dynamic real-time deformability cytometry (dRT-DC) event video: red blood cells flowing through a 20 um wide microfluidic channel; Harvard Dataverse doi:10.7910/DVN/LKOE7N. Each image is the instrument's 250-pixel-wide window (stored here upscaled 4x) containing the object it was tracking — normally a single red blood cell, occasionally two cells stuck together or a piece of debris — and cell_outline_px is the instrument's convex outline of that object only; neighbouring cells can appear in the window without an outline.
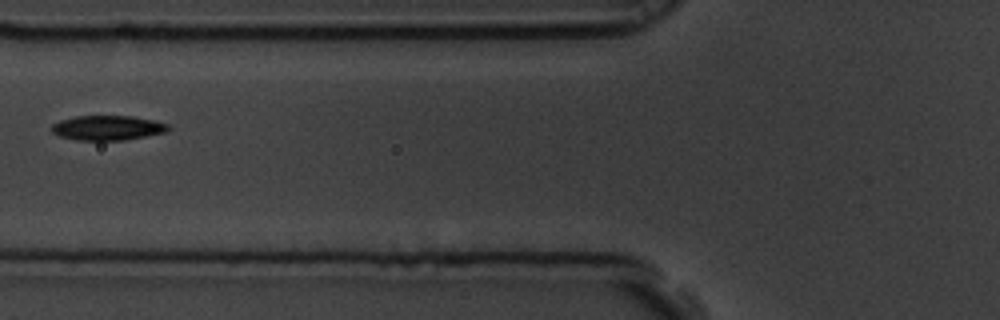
{"species": "common noctule bat (a hibernating species)", "species_latin": "Nyctalus noctula", "temperature_condition": "room temperature", "stored_images_in_passage": 5, "camera_frame_rate_fps": 3000, "um_per_image_px": 0.085, "animal": {"sex": "male", "body_mass_g": 19.5, "forearm_length_mm": 54.6}, "frame": {"image": 1, "passage_image": 5, "time_ms": 1.333, "image_size_px": [1000, 320], "cell_outline_px": [[172, 128], [168, 132], [124, 140], [76, 140], [60, 136], [52, 132], [52, 124], [60, 120], [76, 116], [132, 116], [152, 120], [168, 124]], "centroid_in_image_um": [9.17, 10.87], "position_along_channel_um": 116.6, "area_um2": 16.82}}